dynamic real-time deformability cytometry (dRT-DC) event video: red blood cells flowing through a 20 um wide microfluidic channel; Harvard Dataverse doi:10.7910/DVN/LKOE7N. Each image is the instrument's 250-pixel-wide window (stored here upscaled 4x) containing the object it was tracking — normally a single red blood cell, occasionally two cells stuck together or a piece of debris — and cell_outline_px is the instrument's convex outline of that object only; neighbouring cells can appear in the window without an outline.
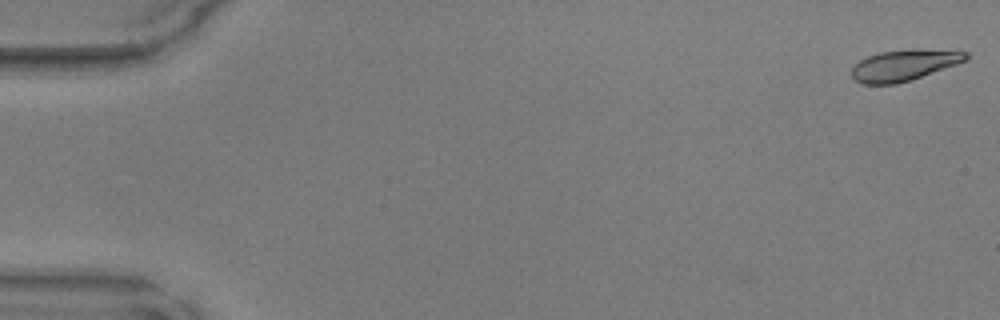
{"species": "common noctule bat (a hibernating species)", "species_latin": "Nyctalus noctula", "temperature_condition": "warm", "stored_images_in_passage": 3, "camera_frame_rate_fps": 3000, "um_per_image_px": 0.085, "animal": {"sex": "male", "body_mass_g": 17.9, "forearm_length_mm": 54.2}, "frame": {"image": 1, "passage_image": 1, "time_ms": 0.0, "image_size_px": [1000, 320], "cell_outline_px": [[968, 60], [912, 80], [896, 84], [860, 84], [852, 76], [852, 68], [860, 60], [868, 56], [880, 52], [912, 48], [916, 48], [968, 52]], "centroid_in_image_um": [76.86, 5.53], "position_along_channel_um": 8.1, "area_um2": 20.81}}